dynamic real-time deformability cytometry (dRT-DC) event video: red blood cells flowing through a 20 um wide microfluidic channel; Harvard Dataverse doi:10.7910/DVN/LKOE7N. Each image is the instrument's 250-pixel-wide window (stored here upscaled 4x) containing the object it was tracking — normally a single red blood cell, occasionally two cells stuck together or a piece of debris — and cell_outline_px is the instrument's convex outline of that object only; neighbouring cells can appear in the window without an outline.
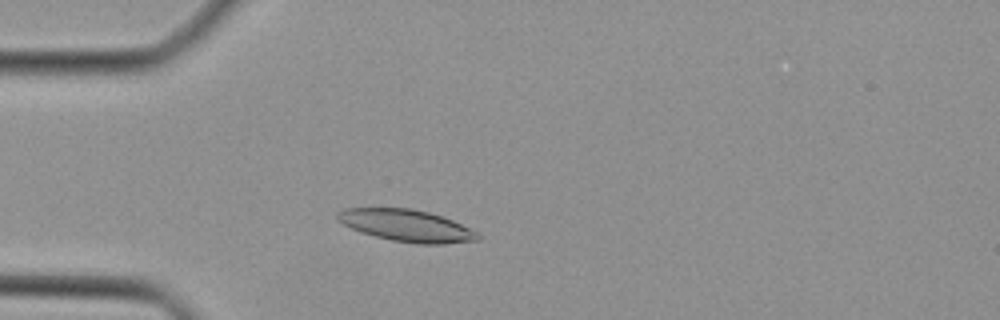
{"species": "Egyptian fruit bat (a non-hibernating species)", "species_latin": "Rousettus aegyptiacus", "temperature_condition": "cold", "stored_images_in_passage": 41, "camera_frame_rate_fps": 3000, "um_per_image_px": 0.085, "animal": {"sex": "female"}, "frame": {"image": 1, "passage_image": 9, "time_ms": 2.667, "image_size_px": [1000, 320], "cell_outline_px": [[480, 240], [444, 244], [420, 244], [392, 240], [360, 232], [336, 220], [336, 212], [344, 208], [412, 208], [444, 216], [476, 232], [480, 236]], "centroid_in_image_um": [34.54, 19.17], "position_along_channel_um": 50.5, "area_um2": 26.07}}
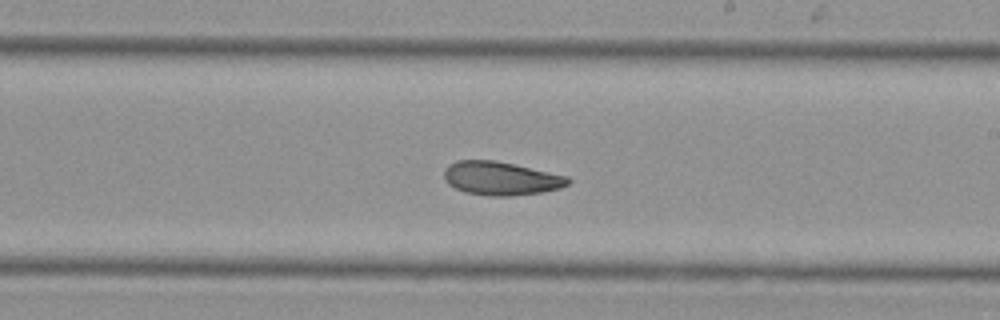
{"frame": {"image": 2, "passage_image": 23, "time_ms": 7.333, "image_size_px": [1000, 320], "cell_outline_px": [[572, 180], [568, 184], [560, 188], [540, 192], [512, 196], [492, 196], [464, 192], [448, 184], [444, 180], [444, 168], [448, 164], [456, 160], [496, 160], [568, 176]], "centroid_in_image_um": [42.55, 15.15], "position_along_channel_um": 246.5, "area_um2": 24.33}}
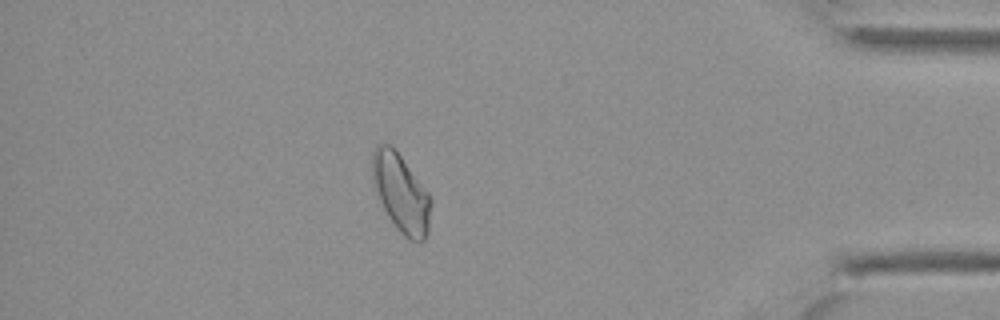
{"frame": {"image": 3, "passage_image": 36, "time_ms": 11.667, "image_size_px": [1000, 320], "cell_outline_px": [[432, 200], [428, 232], [424, 240], [408, 240], [396, 228], [388, 216], [372, 184], [372, 152], [376, 144], [392, 144], [428, 192]], "centroid_in_image_um": [34.07, 16.39], "position_along_channel_um": 401.1, "area_um2": 26.76}}